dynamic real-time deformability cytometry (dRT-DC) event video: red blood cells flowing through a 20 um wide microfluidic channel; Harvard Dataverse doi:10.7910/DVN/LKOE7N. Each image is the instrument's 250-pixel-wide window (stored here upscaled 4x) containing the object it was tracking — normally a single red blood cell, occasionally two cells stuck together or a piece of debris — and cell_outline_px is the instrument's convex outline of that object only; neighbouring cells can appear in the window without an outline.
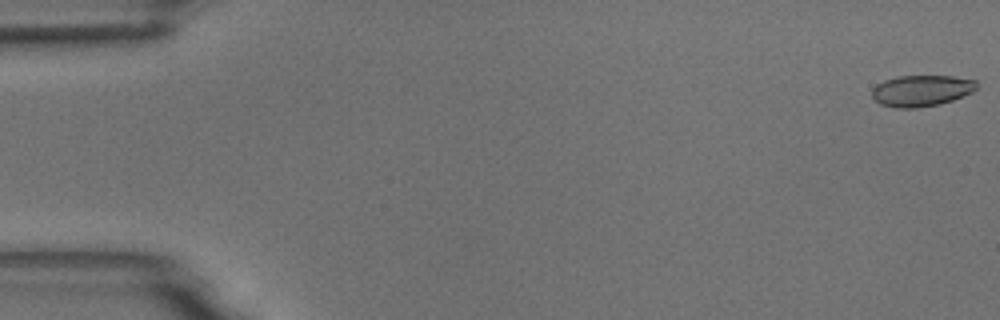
{"species": "common noctule bat (a hibernating species)", "species_latin": "Nyctalus noctula", "temperature_condition": "room temperature", "stored_images_in_passage": 5, "camera_frame_rate_fps": 3000, "um_per_image_px": 0.085, "animal": {"sex": "male", "body_mass_g": 18.8}, "frame": {"image": 1, "passage_image": 1, "time_ms": 0.0, "image_size_px": [1000, 320], "cell_outline_px": [[976, 88], [972, 92], [952, 100], [940, 104], [916, 108], [896, 108], [880, 104], [872, 96], [872, 88], [876, 84], [884, 80], [896, 76], [952, 76], [976, 80]], "centroid_in_image_um": [78.29, 7.7], "position_along_channel_um": 6.7, "area_um2": 19.07}}
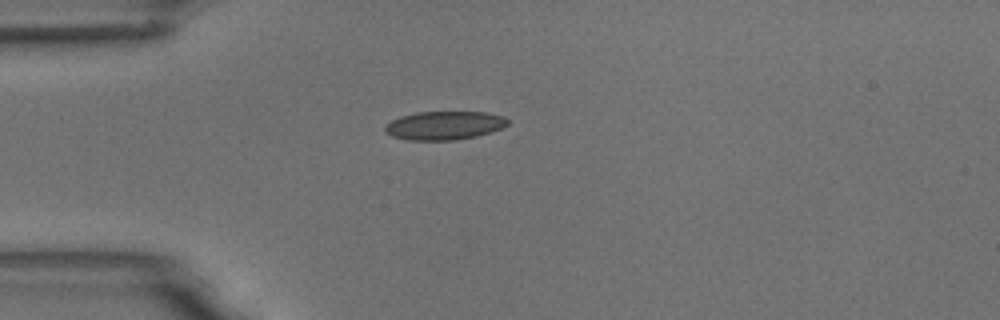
{"frame": {"image": 2, "passage_image": 5, "time_ms": 4.667, "image_size_px": [1000, 320], "cell_outline_px": [[508, 124], [500, 128], [476, 136], [452, 140], [408, 140], [392, 136], [384, 128], [392, 120], [400, 116], [416, 112], [484, 112], [504, 116], [508, 120]], "centroid_in_image_um": [37.76, 10.65], "position_along_channel_um": 47.2, "area_um2": 20.11}}